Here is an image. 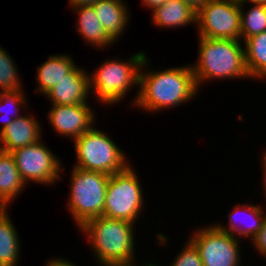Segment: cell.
<instances>
[{"instance_id":"1","label":"cell","mask_w":266,"mask_h":266,"mask_svg":"<svg viewBox=\"0 0 266 266\" xmlns=\"http://www.w3.org/2000/svg\"><path fill=\"white\" fill-rule=\"evenodd\" d=\"M150 63L146 56L140 69L137 95L131 103L133 107L153 114L160 113L186 104L198 95L191 64L154 71L150 70Z\"/></svg>"},{"instance_id":"2","label":"cell","mask_w":266,"mask_h":266,"mask_svg":"<svg viewBox=\"0 0 266 266\" xmlns=\"http://www.w3.org/2000/svg\"><path fill=\"white\" fill-rule=\"evenodd\" d=\"M136 223L104 216L88 220L79 232L86 236L99 266L132 265L135 259Z\"/></svg>"},{"instance_id":"3","label":"cell","mask_w":266,"mask_h":266,"mask_svg":"<svg viewBox=\"0 0 266 266\" xmlns=\"http://www.w3.org/2000/svg\"><path fill=\"white\" fill-rule=\"evenodd\" d=\"M198 38V59L191 64L198 89L217 79H250L241 40Z\"/></svg>"},{"instance_id":"4","label":"cell","mask_w":266,"mask_h":266,"mask_svg":"<svg viewBox=\"0 0 266 266\" xmlns=\"http://www.w3.org/2000/svg\"><path fill=\"white\" fill-rule=\"evenodd\" d=\"M146 55L140 51L127 60L115 58L99 64V68L89 75L90 91L96 100L108 106L114 105L120 103L129 90L139 87L140 69Z\"/></svg>"},{"instance_id":"5","label":"cell","mask_w":266,"mask_h":266,"mask_svg":"<svg viewBox=\"0 0 266 266\" xmlns=\"http://www.w3.org/2000/svg\"><path fill=\"white\" fill-rule=\"evenodd\" d=\"M108 179L105 173L73 166L66 208L78 229L88 220L103 215Z\"/></svg>"},{"instance_id":"6","label":"cell","mask_w":266,"mask_h":266,"mask_svg":"<svg viewBox=\"0 0 266 266\" xmlns=\"http://www.w3.org/2000/svg\"><path fill=\"white\" fill-rule=\"evenodd\" d=\"M108 135L93 126L75 139L73 144L77 160L74 167L109 176L124 170L130 164L126 152Z\"/></svg>"},{"instance_id":"7","label":"cell","mask_w":266,"mask_h":266,"mask_svg":"<svg viewBox=\"0 0 266 266\" xmlns=\"http://www.w3.org/2000/svg\"><path fill=\"white\" fill-rule=\"evenodd\" d=\"M136 170L128 165L109 176L104 217L136 223L145 206L143 190Z\"/></svg>"},{"instance_id":"8","label":"cell","mask_w":266,"mask_h":266,"mask_svg":"<svg viewBox=\"0 0 266 266\" xmlns=\"http://www.w3.org/2000/svg\"><path fill=\"white\" fill-rule=\"evenodd\" d=\"M197 36L241 40V12L238 0H210L197 11Z\"/></svg>"},{"instance_id":"9","label":"cell","mask_w":266,"mask_h":266,"mask_svg":"<svg viewBox=\"0 0 266 266\" xmlns=\"http://www.w3.org/2000/svg\"><path fill=\"white\" fill-rule=\"evenodd\" d=\"M22 180L51 186L61 180V159L43 143L42 139L36 144L25 146L11 152ZM63 169V170H62ZM61 175V176H60Z\"/></svg>"},{"instance_id":"10","label":"cell","mask_w":266,"mask_h":266,"mask_svg":"<svg viewBox=\"0 0 266 266\" xmlns=\"http://www.w3.org/2000/svg\"><path fill=\"white\" fill-rule=\"evenodd\" d=\"M189 239L199 250L203 266H243L240 239L214 223L191 232Z\"/></svg>"},{"instance_id":"11","label":"cell","mask_w":266,"mask_h":266,"mask_svg":"<svg viewBox=\"0 0 266 266\" xmlns=\"http://www.w3.org/2000/svg\"><path fill=\"white\" fill-rule=\"evenodd\" d=\"M48 110V121L57 135L77 139L95 126L96 115L88 103L73 105L51 104Z\"/></svg>"},{"instance_id":"12","label":"cell","mask_w":266,"mask_h":266,"mask_svg":"<svg viewBox=\"0 0 266 266\" xmlns=\"http://www.w3.org/2000/svg\"><path fill=\"white\" fill-rule=\"evenodd\" d=\"M86 69L75 66L65 78L61 79L44 95L51 104H85L90 91L89 73ZM52 101V102H51Z\"/></svg>"},{"instance_id":"13","label":"cell","mask_w":266,"mask_h":266,"mask_svg":"<svg viewBox=\"0 0 266 266\" xmlns=\"http://www.w3.org/2000/svg\"><path fill=\"white\" fill-rule=\"evenodd\" d=\"M261 206L262 205L258 204L254 205L248 203H239L237 205H234L233 210H231V212H229L227 215L228 226L223 225L222 223L217 224L216 222L214 224L220 230L233 235L237 239H246L248 237L251 241L262 228L263 221L266 217V210L264 211L263 207ZM243 220L244 222L242 223ZM245 220L247 221L245 222Z\"/></svg>"},{"instance_id":"14","label":"cell","mask_w":266,"mask_h":266,"mask_svg":"<svg viewBox=\"0 0 266 266\" xmlns=\"http://www.w3.org/2000/svg\"><path fill=\"white\" fill-rule=\"evenodd\" d=\"M30 115L23 116L22 113L0 132V150L11 153L16 149L36 144L42 139L41 124L36 117Z\"/></svg>"},{"instance_id":"15","label":"cell","mask_w":266,"mask_h":266,"mask_svg":"<svg viewBox=\"0 0 266 266\" xmlns=\"http://www.w3.org/2000/svg\"><path fill=\"white\" fill-rule=\"evenodd\" d=\"M93 7L107 35L114 42L119 41V37L123 36L130 22V10L126 2L124 0H98Z\"/></svg>"},{"instance_id":"16","label":"cell","mask_w":266,"mask_h":266,"mask_svg":"<svg viewBox=\"0 0 266 266\" xmlns=\"http://www.w3.org/2000/svg\"><path fill=\"white\" fill-rule=\"evenodd\" d=\"M77 15L76 30L79 36L85 40L86 45L100 49H106L115 42L105 32L101 21L95 13L93 5L70 8ZM88 43V44H87Z\"/></svg>"},{"instance_id":"17","label":"cell","mask_w":266,"mask_h":266,"mask_svg":"<svg viewBox=\"0 0 266 266\" xmlns=\"http://www.w3.org/2000/svg\"><path fill=\"white\" fill-rule=\"evenodd\" d=\"M151 13V23L159 28L177 29L190 24L196 25L197 12L181 0H167L164 5L158 6Z\"/></svg>"},{"instance_id":"18","label":"cell","mask_w":266,"mask_h":266,"mask_svg":"<svg viewBox=\"0 0 266 266\" xmlns=\"http://www.w3.org/2000/svg\"><path fill=\"white\" fill-rule=\"evenodd\" d=\"M74 59L69 54L50 55L47 61L37 67L36 82L38 87L34 92L45 94L76 66Z\"/></svg>"},{"instance_id":"19","label":"cell","mask_w":266,"mask_h":266,"mask_svg":"<svg viewBox=\"0 0 266 266\" xmlns=\"http://www.w3.org/2000/svg\"><path fill=\"white\" fill-rule=\"evenodd\" d=\"M26 186L13 155L0 150V197L10 206Z\"/></svg>"},{"instance_id":"20","label":"cell","mask_w":266,"mask_h":266,"mask_svg":"<svg viewBox=\"0 0 266 266\" xmlns=\"http://www.w3.org/2000/svg\"><path fill=\"white\" fill-rule=\"evenodd\" d=\"M8 211L0 215V266H18L20 236Z\"/></svg>"},{"instance_id":"21","label":"cell","mask_w":266,"mask_h":266,"mask_svg":"<svg viewBox=\"0 0 266 266\" xmlns=\"http://www.w3.org/2000/svg\"><path fill=\"white\" fill-rule=\"evenodd\" d=\"M243 45L250 79L266 80V31L247 38Z\"/></svg>"},{"instance_id":"22","label":"cell","mask_w":266,"mask_h":266,"mask_svg":"<svg viewBox=\"0 0 266 266\" xmlns=\"http://www.w3.org/2000/svg\"><path fill=\"white\" fill-rule=\"evenodd\" d=\"M244 6V3H240L242 42L266 31V5L251 3L248 11L244 10Z\"/></svg>"},{"instance_id":"23","label":"cell","mask_w":266,"mask_h":266,"mask_svg":"<svg viewBox=\"0 0 266 266\" xmlns=\"http://www.w3.org/2000/svg\"><path fill=\"white\" fill-rule=\"evenodd\" d=\"M24 94L26 95L24 91H0V120L3 123L0 132L22 115L20 112H23V107L28 110V100Z\"/></svg>"},{"instance_id":"24","label":"cell","mask_w":266,"mask_h":266,"mask_svg":"<svg viewBox=\"0 0 266 266\" xmlns=\"http://www.w3.org/2000/svg\"><path fill=\"white\" fill-rule=\"evenodd\" d=\"M0 45V90L24 91L19 78L18 66L15 64L9 52Z\"/></svg>"},{"instance_id":"25","label":"cell","mask_w":266,"mask_h":266,"mask_svg":"<svg viewBox=\"0 0 266 266\" xmlns=\"http://www.w3.org/2000/svg\"><path fill=\"white\" fill-rule=\"evenodd\" d=\"M187 240L185 247H182L169 266H203L199 250L189 238Z\"/></svg>"},{"instance_id":"26","label":"cell","mask_w":266,"mask_h":266,"mask_svg":"<svg viewBox=\"0 0 266 266\" xmlns=\"http://www.w3.org/2000/svg\"><path fill=\"white\" fill-rule=\"evenodd\" d=\"M255 251L266 258V217L263 221L262 228L251 240Z\"/></svg>"},{"instance_id":"27","label":"cell","mask_w":266,"mask_h":266,"mask_svg":"<svg viewBox=\"0 0 266 266\" xmlns=\"http://www.w3.org/2000/svg\"><path fill=\"white\" fill-rule=\"evenodd\" d=\"M48 261L49 262H47L44 265L46 266H78L74 262H71L70 259L67 260L66 258H61V257L52 258Z\"/></svg>"},{"instance_id":"28","label":"cell","mask_w":266,"mask_h":266,"mask_svg":"<svg viewBox=\"0 0 266 266\" xmlns=\"http://www.w3.org/2000/svg\"><path fill=\"white\" fill-rule=\"evenodd\" d=\"M197 12L201 7L207 4L210 0H181Z\"/></svg>"},{"instance_id":"29","label":"cell","mask_w":266,"mask_h":266,"mask_svg":"<svg viewBox=\"0 0 266 266\" xmlns=\"http://www.w3.org/2000/svg\"><path fill=\"white\" fill-rule=\"evenodd\" d=\"M98 0H69V6L68 8H76V7H80V6H89V5H93L95 2H97Z\"/></svg>"},{"instance_id":"30","label":"cell","mask_w":266,"mask_h":266,"mask_svg":"<svg viewBox=\"0 0 266 266\" xmlns=\"http://www.w3.org/2000/svg\"><path fill=\"white\" fill-rule=\"evenodd\" d=\"M167 0H142V4L147 9L150 8V10H155L158 6L164 5V3Z\"/></svg>"},{"instance_id":"31","label":"cell","mask_w":266,"mask_h":266,"mask_svg":"<svg viewBox=\"0 0 266 266\" xmlns=\"http://www.w3.org/2000/svg\"><path fill=\"white\" fill-rule=\"evenodd\" d=\"M261 159H262V161H261V162H262V163H261L262 165H261V166H262V168H263L262 173H263V179H264L263 182H262V183H263V184H262V185H263V188H262V191H263V192H262V194L265 195V198H266V149H265V151L263 152V154H262V158H261ZM265 201H266V200H265Z\"/></svg>"},{"instance_id":"32","label":"cell","mask_w":266,"mask_h":266,"mask_svg":"<svg viewBox=\"0 0 266 266\" xmlns=\"http://www.w3.org/2000/svg\"><path fill=\"white\" fill-rule=\"evenodd\" d=\"M239 2L245 5L249 3L266 5V0H239Z\"/></svg>"},{"instance_id":"33","label":"cell","mask_w":266,"mask_h":266,"mask_svg":"<svg viewBox=\"0 0 266 266\" xmlns=\"http://www.w3.org/2000/svg\"><path fill=\"white\" fill-rule=\"evenodd\" d=\"M9 205L0 197V211H7L9 210Z\"/></svg>"},{"instance_id":"34","label":"cell","mask_w":266,"mask_h":266,"mask_svg":"<svg viewBox=\"0 0 266 266\" xmlns=\"http://www.w3.org/2000/svg\"><path fill=\"white\" fill-rule=\"evenodd\" d=\"M110 266H142V265H138L137 263L136 264H132V265H110ZM143 266H156V263L154 262H145L143 263Z\"/></svg>"}]
</instances>
